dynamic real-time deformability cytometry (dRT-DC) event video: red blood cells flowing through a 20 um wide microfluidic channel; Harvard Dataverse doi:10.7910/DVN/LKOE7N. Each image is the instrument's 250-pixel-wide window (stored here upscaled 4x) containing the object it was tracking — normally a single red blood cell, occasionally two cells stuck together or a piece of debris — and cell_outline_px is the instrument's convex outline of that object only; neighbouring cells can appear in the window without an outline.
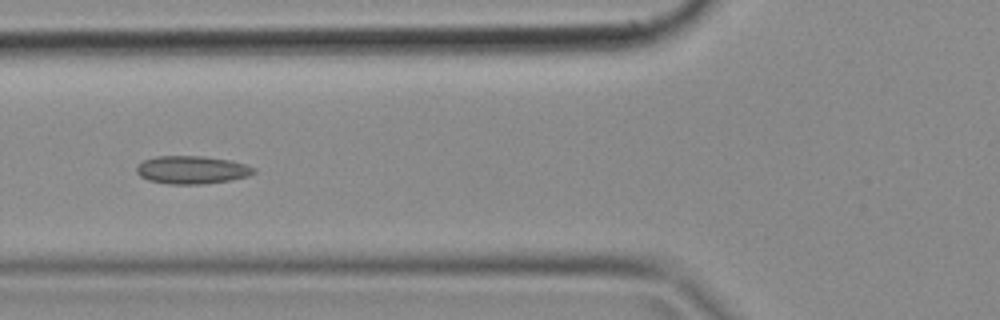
{"species": "common noctule bat (a hibernating species)", "species_latin": "Nyctalus noctula", "temperature_condition": "cold", "stored_images_in_passage": 9, "camera_frame_rate_fps": 3000, "um_per_image_px": 0.085, "animal": {"sex": "female", "body_mass_g": 18.4}, "frame": {"image": 1, "passage_image": 6, "time_ms": 1.667, "image_size_px": [1000, 320], "cell_outline_px": [[256, 172], [248, 176], [228, 180], [200, 184], [172, 184], [148, 180], [140, 176], [136, 172], [136, 168], [144, 160], [156, 156], [204, 156], [228, 160], [244, 164], [256, 168]], "centroid_in_image_um": [16.3, 14.43], "position_along_channel_um": 109.5, "area_um2": 18.9}}